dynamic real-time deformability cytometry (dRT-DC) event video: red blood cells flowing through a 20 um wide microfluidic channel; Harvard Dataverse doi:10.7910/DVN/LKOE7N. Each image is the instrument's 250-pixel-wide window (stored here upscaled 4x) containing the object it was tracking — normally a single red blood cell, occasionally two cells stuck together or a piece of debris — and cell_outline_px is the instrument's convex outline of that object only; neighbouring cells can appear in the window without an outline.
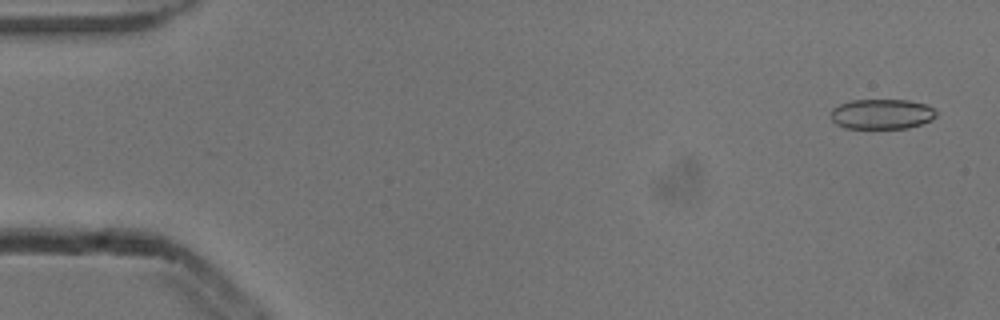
{"species": "common noctule bat (a hibernating species)", "species_latin": "Nyctalus noctula", "temperature_condition": "cold", "stored_images_in_passage": 5, "camera_frame_rate_fps": 3000, "um_per_image_px": 0.085, "animal": {"sex": "male", "body_mass_g": 13.3}, "frame": {"image": 1, "passage_image": 1, "time_ms": 0.0, "image_size_px": [1000, 320], "cell_outline_px": [[936, 116], [932, 120], [908, 128], [844, 128], [836, 124], [832, 120], [832, 108], [840, 104], [852, 100], [908, 100], [924, 104], [932, 108], [936, 112]], "centroid_in_image_um": [74.94, 9.7], "position_along_channel_um": 10.1, "area_um2": 18.38}}